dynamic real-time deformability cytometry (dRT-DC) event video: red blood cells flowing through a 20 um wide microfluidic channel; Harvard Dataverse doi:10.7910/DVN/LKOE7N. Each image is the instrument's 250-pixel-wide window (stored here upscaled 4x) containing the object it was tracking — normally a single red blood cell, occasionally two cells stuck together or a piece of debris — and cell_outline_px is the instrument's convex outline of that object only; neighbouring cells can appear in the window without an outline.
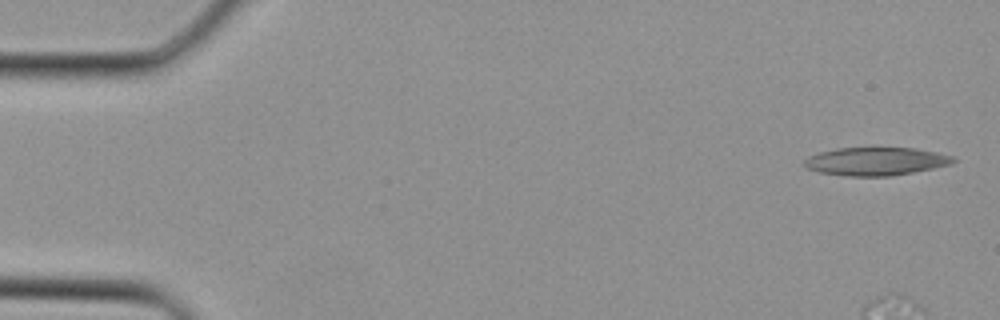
{"species": "Egyptian fruit bat (a non-hibernating species)", "species_latin": "Rousettus aegyptiacus", "temperature_condition": "cold", "stored_images_in_passage": 11, "camera_frame_rate_fps": 3000, "um_per_image_px": 0.085, "animal": {"sex": "female"}, "frame": {"image": 1, "passage_image": 1, "time_ms": 0.0, "image_size_px": [1000, 320], "cell_outline_px": [[956, 160], [952, 164], [892, 176], [848, 176], [816, 172], [808, 168], [804, 164], [804, 160], [808, 156], [820, 152], [836, 148], [916, 148], [956, 156]], "centroid_in_image_um": [74.46, 13.71], "position_along_channel_um": 10.5, "area_um2": 24.45}}